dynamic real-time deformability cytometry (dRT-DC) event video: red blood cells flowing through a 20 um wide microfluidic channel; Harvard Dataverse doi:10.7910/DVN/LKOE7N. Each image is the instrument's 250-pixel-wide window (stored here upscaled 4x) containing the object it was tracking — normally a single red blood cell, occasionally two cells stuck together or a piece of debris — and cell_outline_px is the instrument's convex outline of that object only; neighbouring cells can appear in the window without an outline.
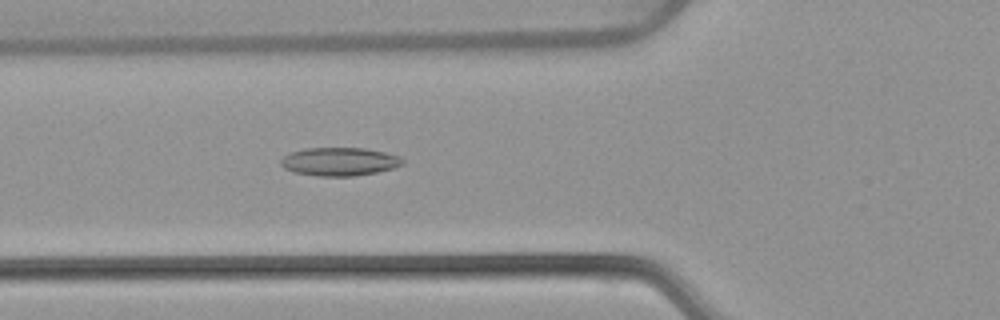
{"species": "common noctule bat (a hibernating species)", "species_latin": "Nyctalus noctula", "temperature_condition": "warm", "stored_images_in_passage": 45, "camera_frame_rate_fps": 3000, "um_per_image_px": 0.085, "animal": {"sex": "female", "body_mass_g": 22.7, "forearm_length_mm": 54.2}, "frame": {"image": 1, "passage_image": 12, "time_ms": 3.667, "image_size_px": [1000, 320], "cell_outline_px": [[404, 164], [392, 168], [376, 172], [352, 176], [316, 176], [296, 172], [284, 168], [280, 164], [280, 160], [284, 156], [292, 152], [304, 148], [364, 148], [384, 152], [400, 156], [404, 160]], "centroid_in_image_um": [28.86, 13.73], "position_along_channel_um": 96.9, "area_um2": 20.0}}
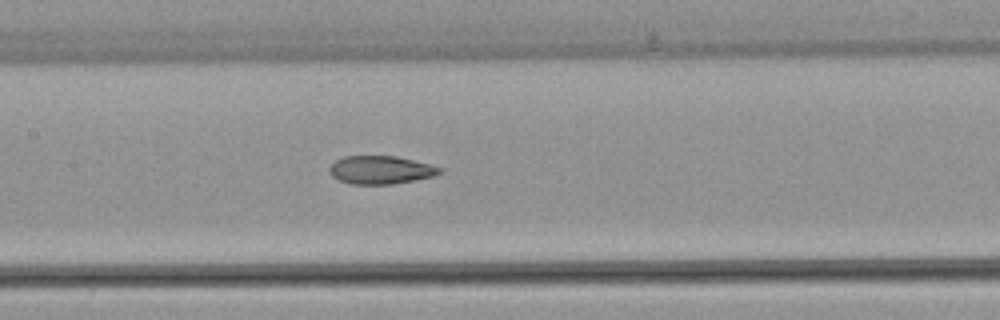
{"frame": {"image": 2, "passage_image": 18, "time_ms": 5.667, "image_size_px": [1000, 320], "cell_outline_px": [[444, 172], [436, 176], [416, 180], [392, 184], [352, 184], [340, 180], [332, 176], [328, 168], [336, 160], [344, 156], [396, 156], [444, 168]], "centroid_in_image_um": [32.4, 14.45], "position_along_channel_um": 175.0, "area_um2": 18.15}}
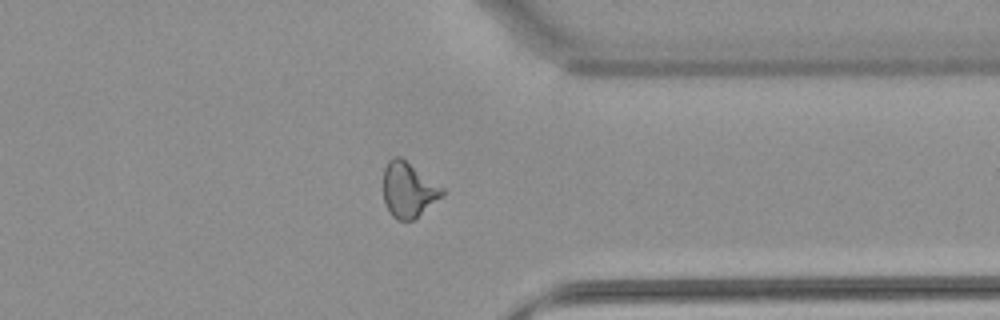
{"frame": {"image": 3, "passage_image": 34, "time_ms": 11.0, "image_size_px": [1000, 320], "cell_outline_px": [[444, 196], [412, 220], [396, 220], [388, 212], [384, 204], [384, 168], [388, 160], [392, 156], [400, 156], [444, 188]], "centroid_in_image_um": [34.71, 16.13], "position_along_channel_um": 376.7, "area_um2": 19.02}, "authors_computed_cell_mechanics": {"area_um2": 19.0162, "velocity_mm_per_s": 3.8818, "shape_relaxation_time_tau1_ms": null, "shape_relaxation_time_tau2_ms": 2.2506, "deformation_change_tau1": null, "deformation_change_tau2": 0.0849}}